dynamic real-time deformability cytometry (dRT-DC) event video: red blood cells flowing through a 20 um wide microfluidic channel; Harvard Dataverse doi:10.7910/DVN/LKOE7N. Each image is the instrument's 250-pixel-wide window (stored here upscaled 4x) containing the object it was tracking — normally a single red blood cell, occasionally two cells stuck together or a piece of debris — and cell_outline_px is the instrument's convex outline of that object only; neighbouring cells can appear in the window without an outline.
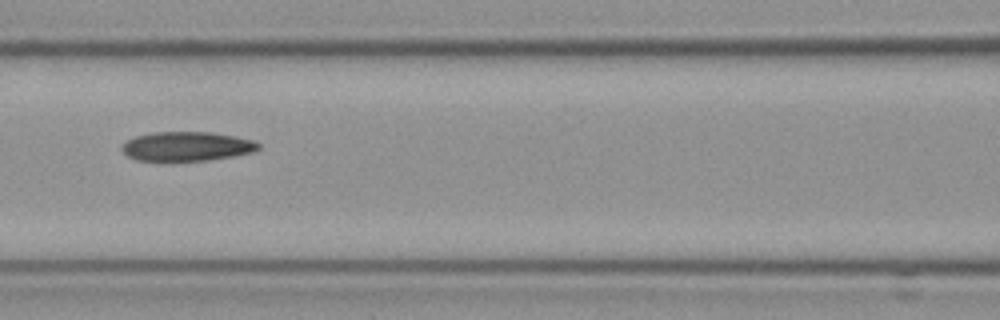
{"species": "Egyptian fruit bat (a non-hibernating species)", "species_latin": "Rousettus aegyptiacus", "temperature_condition": "cold", "stored_images_in_passage": 5, "camera_frame_rate_fps": 3000, "um_per_image_px": 0.085, "frame": {"image": 1, "passage_image": 4, "time_ms": 1.0, "image_size_px": [1000, 320], "cell_outline_px": [[260, 148], [252, 152], [232, 156], [208, 160], [136, 160], [128, 156], [120, 148], [128, 140], [136, 136], [156, 132], [212, 132], [236, 136], [252, 140], [260, 144]], "centroid_in_image_um": [15.9, 12.43], "position_along_channel_um": 150.7, "area_um2": 23.0}}
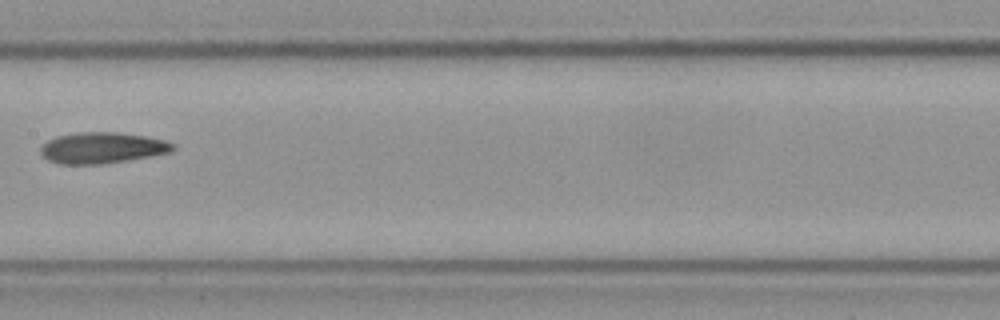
{"frame": {"image": 2, "passage_image": 5, "time_ms": 1.333, "image_size_px": [1000, 320], "cell_outline_px": [[176, 148], [172, 152], [100, 164], [60, 164], [48, 160], [40, 152], [40, 148], [48, 140], [56, 136], [80, 132], [116, 132], [148, 136], [164, 140], [176, 144]], "centroid_in_image_um": [8.7, 12.55], "position_along_channel_um": 198.7, "area_um2": 23.87}}